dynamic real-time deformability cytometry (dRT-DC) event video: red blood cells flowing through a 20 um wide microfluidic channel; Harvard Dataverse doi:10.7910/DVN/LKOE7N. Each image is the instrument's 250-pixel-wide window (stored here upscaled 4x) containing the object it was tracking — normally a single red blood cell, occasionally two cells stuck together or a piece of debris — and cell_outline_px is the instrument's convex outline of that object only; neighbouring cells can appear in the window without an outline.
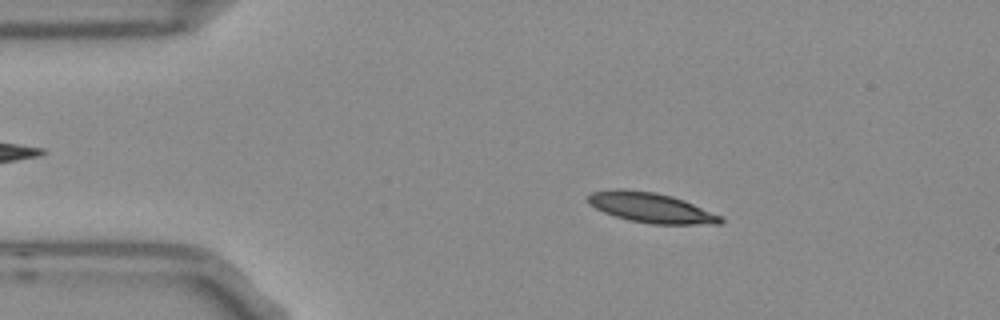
{"species": "Egyptian fruit bat (a non-hibernating species)", "species_latin": "Rousettus aegyptiacus", "temperature_condition": "room temperature", "stored_images_in_passage": 53, "camera_frame_rate_fps": 3000, "um_per_image_px": 0.085, "frame": {"image": 1, "passage_image": 9, "time_ms": 2.667, "image_size_px": [1000, 320], "cell_outline_px": [[724, 220], [720, 224], [652, 224], [628, 220], [604, 212], [588, 204], [588, 196], [592, 192], [616, 188], [624, 188], [656, 192], [672, 196], [684, 200], [720, 216]], "centroid_in_image_um": [55.3, 17.64], "position_along_channel_um": 29.7, "area_um2": 23.12}}
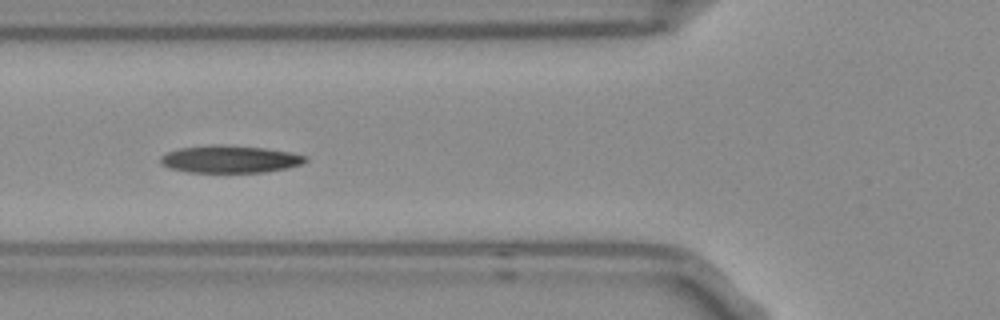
{"frame": {"image": 2, "passage_image": 19, "time_ms": 6.0, "image_size_px": [1000, 320], "cell_outline_px": [[308, 160], [304, 164], [288, 168], [264, 172], [188, 172], [172, 168], [160, 164], [160, 156], [168, 152], [180, 148], [216, 144], [220, 144], [264, 148], [288, 152], [308, 156]], "centroid_in_image_um": [19.57, 13.53], "position_along_channel_um": 106.2, "area_um2": 23.12}}
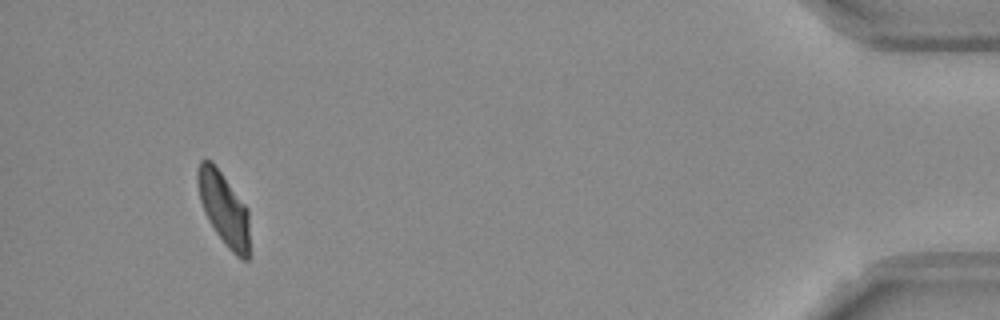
{"frame": {"image": 3, "passage_image": 50, "time_ms": 16.333, "image_size_px": [1000, 320], "cell_outline_px": [[248, 260], [240, 260], [228, 248], [216, 232], [208, 220], [204, 212], [200, 200], [196, 180], [196, 172], [200, 160], [212, 160], [248, 208]], "centroid_in_image_um": [19.0, 17.7], "position_along_channel_um": 416.2, "area_um2": 22.08}, "authors_computed_cell_mechanics": {"area_um2": 22.5998, "velocity_mm_per_s": 3.7195, "shape_relaxation_time_tau1_ms": 11.1916, "shape_relaxation_time_tau2_ms": 2.5562, "deformation_change_tau1": 0.2392, "deformation_change_tau2": 0.0836}}